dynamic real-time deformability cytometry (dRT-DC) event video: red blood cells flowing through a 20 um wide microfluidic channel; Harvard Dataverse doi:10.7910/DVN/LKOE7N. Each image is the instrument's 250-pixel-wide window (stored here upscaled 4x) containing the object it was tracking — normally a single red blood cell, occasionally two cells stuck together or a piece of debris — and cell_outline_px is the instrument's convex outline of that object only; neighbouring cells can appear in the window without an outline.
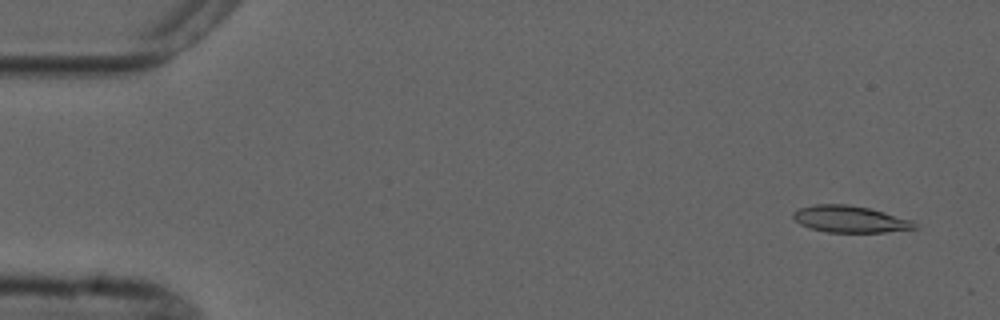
{"species": "common noctule bat (a hibernating species)", "species_latin": "Nyctalus noctula", "temperature_condition": "cold", "stored_images_in_passage": 7, "camera_frame_rate_fps": 3000, "um_per_image_px": 0.085, "animal": {"sex": "male", "forearm_length_mm": 52.5}, "frame": {"image": 1, "passage_image": 1, "time_ms": 0.0, "image_size_px": [1000, 320], "cell_outline_px": [[920, 228], [884, 232], [828, 232], [812, 228], [800, 224], [792, 216], [792, 212], [800, 208], [812, 204], [848, 204], [868, 208], [884, 212], [912, 220]], "centroid_in_image_um": [72.26, 18.62], "position_along_channel_um": 12.7, "area_um2": 18.84}}
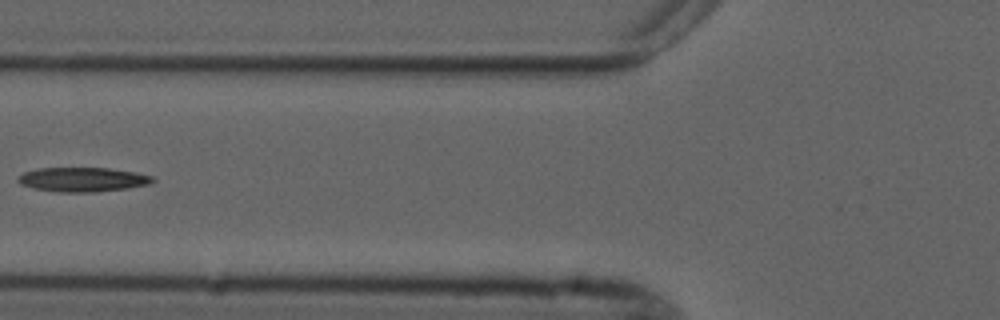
{"frame": {"image": 2, "passage_image": 6, "time_ms": 6.0, "image_size_px": [1000, 320], "cell_outline_px": [[156, 180], [148, 184], [128, 188], [96, 192], [56, 192], [32, 188], [20, 184], [16, 180], [16, 176], [24, 172], [36, 168], [108, 168], [136, 172], [152, 176]], "centroid_in_image_um": [6.98, 15.26], "position_along_channel_um": 118.8, "area_um2": 19.31}}
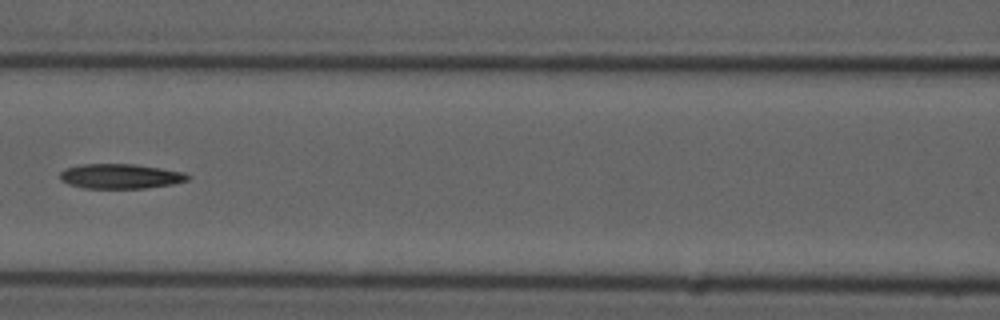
{"frame": {"image": 3, "passage_image": 7, "time_ms": 7.0, "image_size_px": [1000, 320], "cell_outline_px": [[192, 176], [188, 180], [172, 184], [144, 188], [84, 188], [68, 184], [60, 180], [60, 172], [68, 168], [84, 164], [136, 164], [184, 172]], "centroid_in_image_um": [10.26, 14.98], "position_along_channel_um": 156.3, "area_um2": 18.38}}